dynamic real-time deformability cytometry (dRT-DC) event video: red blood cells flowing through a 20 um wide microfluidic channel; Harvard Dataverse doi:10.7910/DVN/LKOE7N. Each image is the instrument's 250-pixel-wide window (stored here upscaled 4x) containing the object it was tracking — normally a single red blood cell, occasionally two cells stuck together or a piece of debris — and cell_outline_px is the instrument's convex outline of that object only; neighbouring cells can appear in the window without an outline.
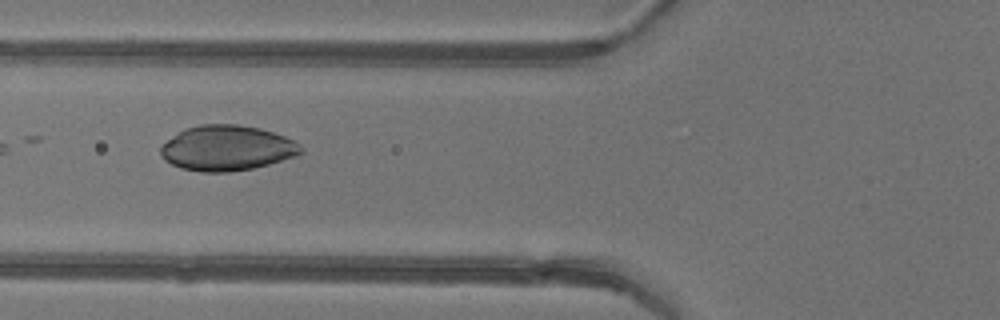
{"species": "common noctule bat (a hibernating species)", "species_latin": "Nyctalus noctula", "temperature_condition": "warm", "stored_images_in_passage": 5, "camera_frame_rate_fps": 3000, "um_per_image_px": 0.085, "animal": {"sex": "female"}, "frame": {"image": 1, "passage_image": 5, "time_ms": 5.667, "image_size_px": [1000, 320], "cell_outline_px": [[304, 152], [296, 156], [268, 164], [252, 168], [228, 172], [204, 172], [180, 168], [164, 160], [160, 156], [160, 148], [172, 136], [184, 128], [200, 124], [236, 124], [260, 128], [284, 136], [300, 144], [304, 148]], "centroid_in_image_um": [19.28, 12.58], "position_along_channel_um": 106.5, "area_um2": 37.05}}